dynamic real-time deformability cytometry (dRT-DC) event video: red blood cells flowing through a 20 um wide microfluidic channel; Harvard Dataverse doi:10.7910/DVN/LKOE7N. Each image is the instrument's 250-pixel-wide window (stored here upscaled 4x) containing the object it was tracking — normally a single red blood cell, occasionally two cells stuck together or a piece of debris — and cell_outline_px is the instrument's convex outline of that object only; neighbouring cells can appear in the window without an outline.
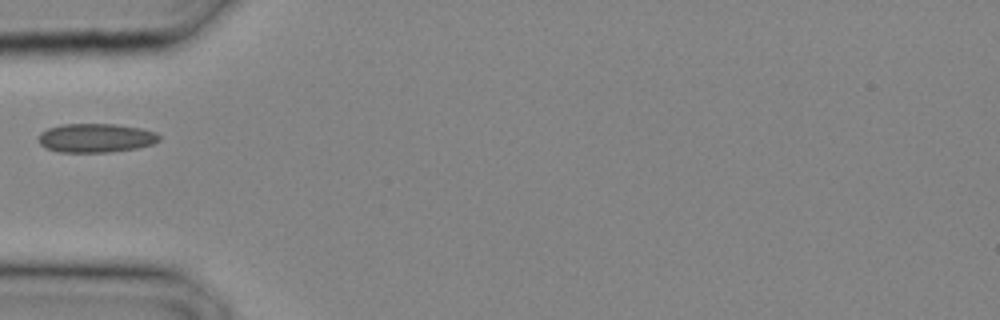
{"species": "common noctule bat (a hibernating species)", "species_latin": "Nyctalus noctula", "temperature_condition": "cold", "stored_images_in_passage": 4, "camera_frame_rate_fps": 3000, "um_per_image_px": 0.085, "animal": {"sex": "male", "body_mass_g": 20.4}, "frame": {"image": 1, "passage_image": 1, "time_ms": 0.0, "image_size_px": [1000, 320], "cell_outline_px": [[160, 140], [152, 144], [136, 148], [108, 152], [60, 152], [44, 148], [40, 144], [40, 132], [48, 128], [60, 124], [116, 124], [140, 128], [156, 132], [160, 136]], "centroid_in_image_um": [8.14, 11.72], "position_along_channel_um": 76.9, "area_um2": 20.35}}
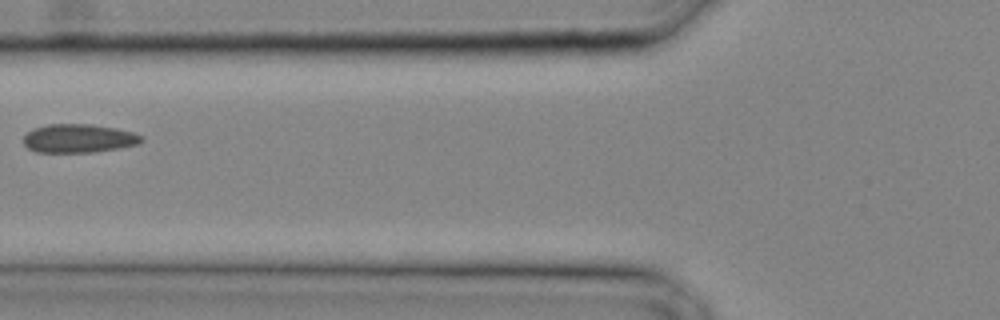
{"frame": {"image": 2, "passage_image": 3, "time_ms": 0.667, "image_size_px": [1000, 320], "cell_outline_px": [[144, 140], [140, 144], [120, 148], [92, 152], [36, 152], [28, 148], [24, 144], [24, 136], [32, 128], [48, 124], [92, 124], [116, 128], [132, 132], [144, 136]], "centroid_in_image_um": [6.72, 11.76], "position_along_channel_um": 119.1, "area_um2": 19.83}}